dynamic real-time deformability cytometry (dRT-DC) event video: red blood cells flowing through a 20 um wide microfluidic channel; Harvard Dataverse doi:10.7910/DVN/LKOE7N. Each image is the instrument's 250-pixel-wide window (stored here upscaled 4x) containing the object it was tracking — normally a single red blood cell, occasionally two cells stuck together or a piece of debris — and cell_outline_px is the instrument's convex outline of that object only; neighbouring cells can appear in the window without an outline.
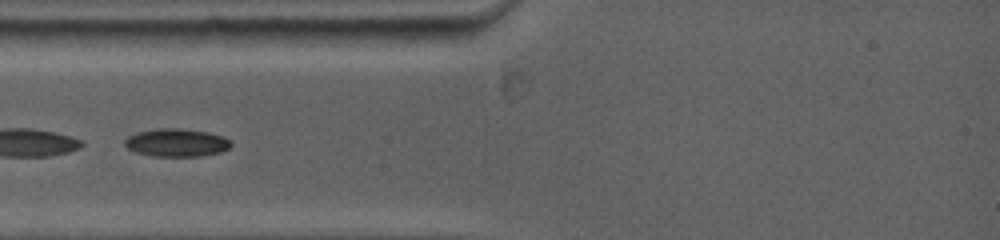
{"species": "common noctule bat (a hibernating species)", "species_latin": "Nyctalus noctula", "temperature_condition": "warm", "stored_images_in_passage": 5, "camera_frame_rate_fps": 5000, "um_per_image_px": 0.085, "animal": {"sex": "female", "body_mass_g": 19.0, "forearm_length_mm": 53.3}, "frame": {"image": 1, "passage_image": 2, "time_ms": 0.4, "image_size_px": [1000, 240], "cell_outline_px": [[232, 144], [228, 148], [220, 152], [200, 156], [152, 156], [136, 152], [128, 148], [124, 144], [124, 140], [128, 136], [136, 132], [156, 128], [180, 128], [208, 132], [224, 136]], "centroid_in_image_um": [14.98, 12.11], "position_along_channel_um": 70.0, "area_um2": 17.34}}